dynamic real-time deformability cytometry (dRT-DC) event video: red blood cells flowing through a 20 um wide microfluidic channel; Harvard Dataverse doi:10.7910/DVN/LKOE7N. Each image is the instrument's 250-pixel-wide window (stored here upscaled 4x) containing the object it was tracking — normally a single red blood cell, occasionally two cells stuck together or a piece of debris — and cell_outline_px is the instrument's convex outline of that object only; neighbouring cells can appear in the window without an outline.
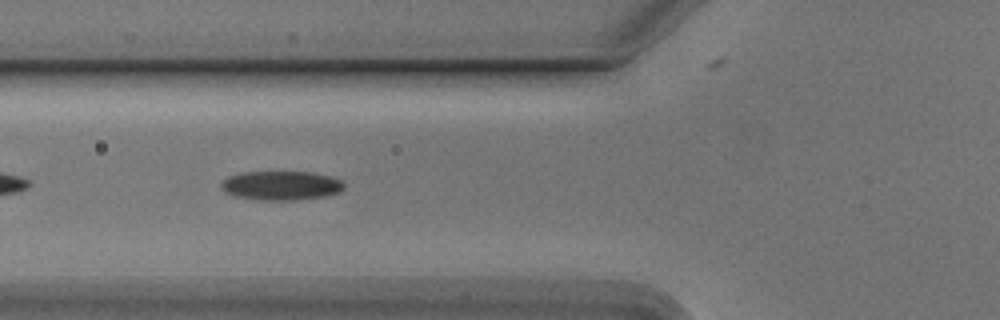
{"species": "Egyptian fruit bat (a non-hibernating species)", "species_latin": "Rousettus aegyptiacus", "temperature_condition": "cold", "stored_images_in_passage": 40, "camera_frame_rate_fps": 3000, "um_per_image_px": 0.085, "animal": {"sex": "male"}, "frame": {"image": 1, "passage_image": 6, "time_ms": 1.667, "image_size_px": [1000, 320], "cell_outline_px": [[340, 188], [328, 192], [304, 196], [260, 196], [236, 192], [228, 188], [224, 184], [228, 180], [236, 176], [268, 172], [288, 172], [316, 176], [332, 180], [340, 184]], "centroid_in_image_um": [23.89, 15.68], "position_along_channel_um": 101.9, "area_um2": 15.49}}
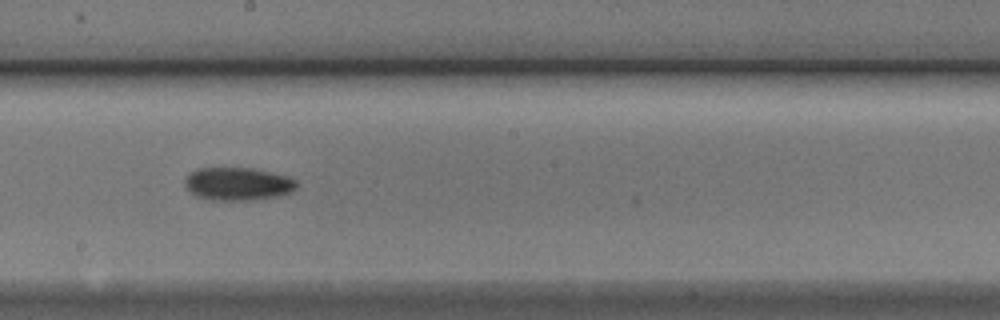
{"frame": {"image": 2, "passage_image": 16, "time_ms": 5.0, "image_size_px": [1000, 320], "cell_outline_px": [[292, 184], [288, 188], [276, 192], [248, 196], [220, 196], [200, 192], [192, 188], [188, 180], [192, 176], [200, 172], [252, 172], [276, 176], [288, 180]], "centroid_in_image_um": [20.18, 15.6], "position_along_channel_um": 228.0, "area_um2": 14.39}}
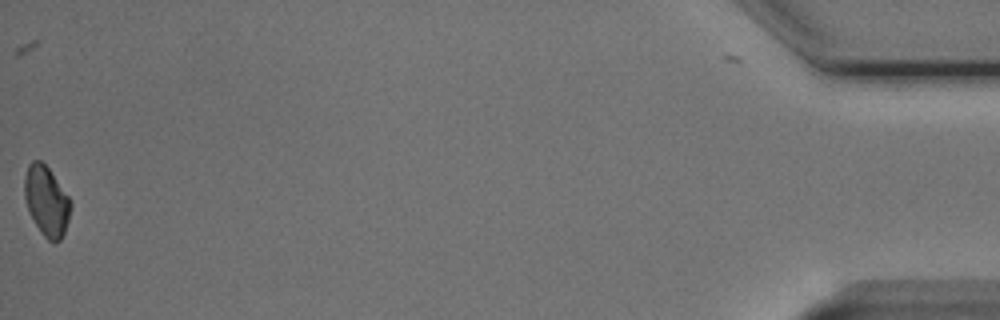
{"frame": {"image": 3, "passage_image": 40, "time_ms": 13.0, "image_size_px": [1000, 320], "cell_outline_px": [[68, 216], [64, 228], [60, 236], [56, 240], [52, 240], [40, 228], [32, 216], [28, 208], [28, 168], [36, 160], [44, 164], [48, 168], [68, 200]], "centroid_in_image_um": [3.97, 17.07], "position_along_channel_um": 431.2, "area_um2": 15.95}}